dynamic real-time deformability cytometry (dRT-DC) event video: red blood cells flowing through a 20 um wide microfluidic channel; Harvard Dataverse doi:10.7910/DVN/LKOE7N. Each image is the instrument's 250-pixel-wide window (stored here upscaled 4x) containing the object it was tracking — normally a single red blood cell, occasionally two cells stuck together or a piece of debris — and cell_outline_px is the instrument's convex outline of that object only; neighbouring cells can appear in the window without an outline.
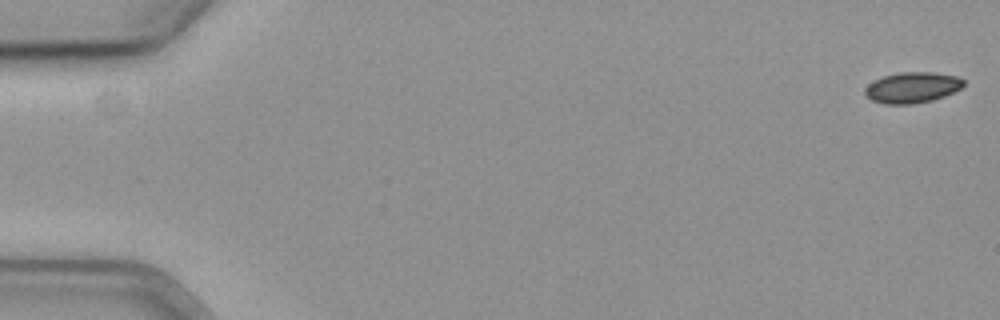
{"species": "common noctule bat (a hibernating species)", "species_latin": "Nyctalus noctula", "temperature_condition": "cold", "stored_images_in_passage": 6, "camera_frame_rate_fps": 3000, "um_per_image_px": 0.085, "animal": {"sex": "female", "body_mass_g": 19.3, "forearm_length_mm": 54.1}, "frame": {"image": 1, "passage_image": 1, "time_ms": 0.0, "image_size_px": [1000, 320], "cell_outline_px": [[964, 84], [960, 88], [944, 96], [932, 100], [912, 104], [884, 104], [872, 100], [864, 92], [864, 88], [868, 84], [884, 76], [900, 72], [932, 72], [960, 76], [964, 80]], "centroid_in_image_um": [77.55, 7.43], "position_along_channel_um": 7.4, "area_um2": 17.63}}